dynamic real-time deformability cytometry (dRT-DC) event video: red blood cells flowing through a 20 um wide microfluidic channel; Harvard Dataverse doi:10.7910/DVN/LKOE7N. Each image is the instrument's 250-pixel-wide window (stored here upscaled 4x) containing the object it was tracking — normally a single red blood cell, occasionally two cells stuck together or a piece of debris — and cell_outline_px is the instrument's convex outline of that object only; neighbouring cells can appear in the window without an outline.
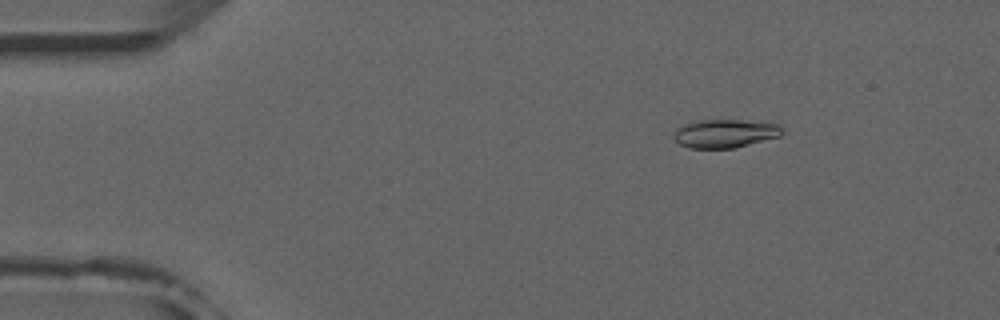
{"species": "common noctule bat (a hibernating species)", "species_latin": "Nyctalus noctula", "temperature_condition": "room temperature", "stored_images_in_passage": 49, "camera_frame_rate_fps": 3000, "um_per_image_px": 0.085, "animal": {"sex": "male", "forearm_length_mm": 52.5}, "frame": {"image": 1, "passage_image": 4, "time_ms": 1.0, "image_size_px": [1000, 320], "cell_outline_px": [[784, 132], [780, 136], [732, 148], [688, 148], [680, 144], [672, 136], [676, 128], [684, 124], [696, 120], [740, 120], [780, 124]], "centroid_in_image_um": [61.6, 11.34], "position_along_channel_um": 23.4, "area_um2": 17.92}}
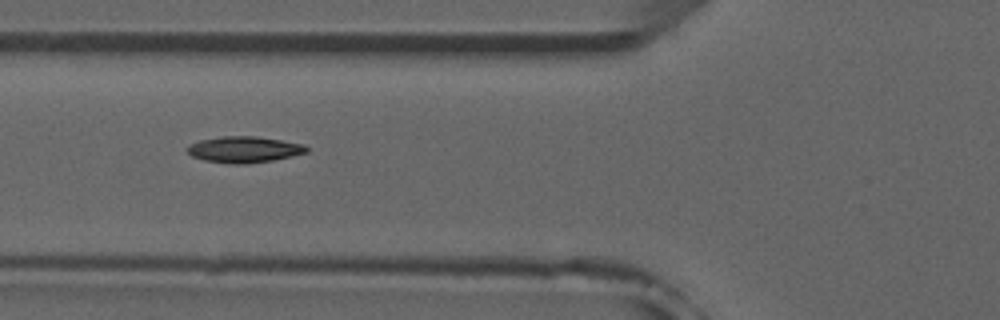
{"frame": {"image": 2, "passage_image": 16, "time_ms": 5.0, "image_size_px": [1000, 320], "cell_outline_px": [[308, 152], [292, 156], [272, 160], [248, 164], [228, 164], [204, 160], [192, 156], [184, 148], [188, 144], [200, 140], [220, 136], [256, 136], [304, 144], [308, 148]], "centroid_in_image_um": [20.71, 12.71], "position_along_channel_um": 105.1, "area_um2": 18.38}}
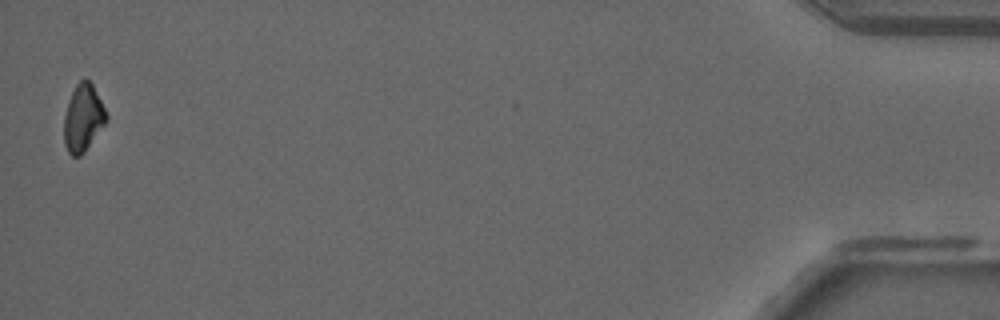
{"frame": {"image": 3, "passage_image": 48, "time_ms": 15.667, "image_size_px": [1000, 320], "cell_outline_px": [[108, 120], [84, 152], [80, 156], [72, 156], [68, 152], [64, 144], [64, 116], [68, 100], [76, 84], [80, 80], [88, 80], [92, 84], [108, 116]], "centroid_in_image_um": [7.05, 10.05], "position_along_channel_um": 428.2, "area_um2": 16.42}, "authors_computed_cell_mechanics": {"area_um2": 17.629, "velocity_mm_per_s": 3.9226, "shape_relaxation_time_tau1_ms": 9.3214, "shape_relaxation_time_tau2_ms": null, "deformation_change_tau1": 0.2118, "deformation_change_tau2": null}}